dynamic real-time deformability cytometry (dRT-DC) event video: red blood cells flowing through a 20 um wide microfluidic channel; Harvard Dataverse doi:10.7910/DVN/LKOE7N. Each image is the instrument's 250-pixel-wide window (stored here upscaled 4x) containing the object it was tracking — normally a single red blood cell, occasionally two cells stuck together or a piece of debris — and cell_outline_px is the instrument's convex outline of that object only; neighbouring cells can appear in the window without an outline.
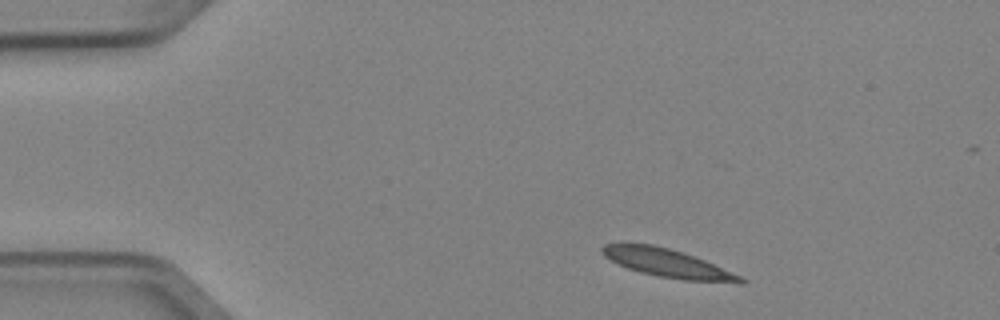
{"species": "Egyptian fruit bat (a non-hibernating species)", "species_latin": "Rousettus aegyptiacus", "temperature_condition": "cold", "stored_images_in_passage": 3, "camera_frame_rate_fps": 3000, "um_per_image_px": 0.085, "animal": {"sex": "female"}, "frame": {"image": 1, "passage_image": 1, "time_ms": 0.0, "image_size_px": [1000, 320], "cell_outline_px": [[748, 280], [744, 284], [740, 284], [684, 280], [660, 276], [640, 272], [628, 268], [604, 256], [600, 252], [600, 248], [604, 244], [652, 244], [684, 252], [704, 260], [740, 276]], "centroid_in_image_um": [56.79, 22.38], "position_along_channel_um": 28.2, "area_um2": 22.6}}
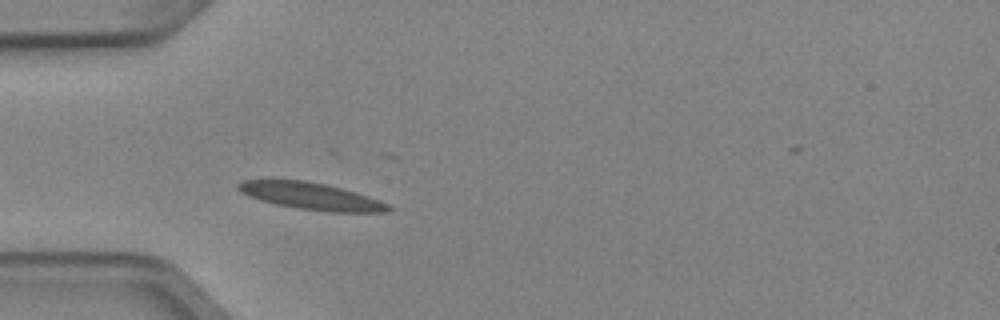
{"frame": {"image": 2, "passage_image": 3, "time_ms": 0.667, "image_size_px": [1000, 320], "cell_outline_px": [[392, 208], [388, 212], [328, 212], [296, 208], [276, 204], [260, 200], [248, 196], [240, 192], [236, 188], [236, 184], [244, 180], [304, 180], [324, 184], [356, 192], [380, 200], [388, 204]], "centroid_in_image_um": [26.43, 16.68], "position_along_channel_um": 58.6, "area_um2": 23.58}}